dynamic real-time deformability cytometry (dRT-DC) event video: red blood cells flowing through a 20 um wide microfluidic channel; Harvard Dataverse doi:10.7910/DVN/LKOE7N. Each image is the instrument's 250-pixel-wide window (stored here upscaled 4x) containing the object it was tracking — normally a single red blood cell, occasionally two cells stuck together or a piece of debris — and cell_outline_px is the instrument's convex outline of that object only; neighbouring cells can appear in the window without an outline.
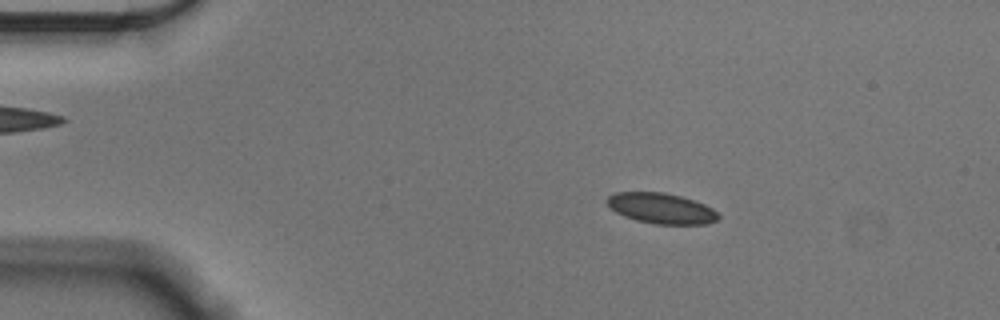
{"species": "Egyptian fruit bat (a non-hibernating species)", "species_latin": "Rousettus aegyptiacus", "temperature_condition": "cold", "stored_images_in_passage": 55, "camera_frame_rate_fps": 3000, "um_per_image_px": 0.085, "animal": {"sex": "male"}, "frame": {"image": 1, "passage_image": 9, "time_ms": 2.667, "image_size_px": [1000, 320], "cell_outline_px": [[720, 216], [716, 220], [708, 224], [656, 224], [636, 220], [624, 216], [616, 212], [604, 200], [608, 196], [616, 192], [664, 192], [680, 196], [704, 204], [712, 208]], "centroid_in_image_um": [56.19, 17.71], "position_along_channel_um": 28.8, "area_um2": 19.71}}
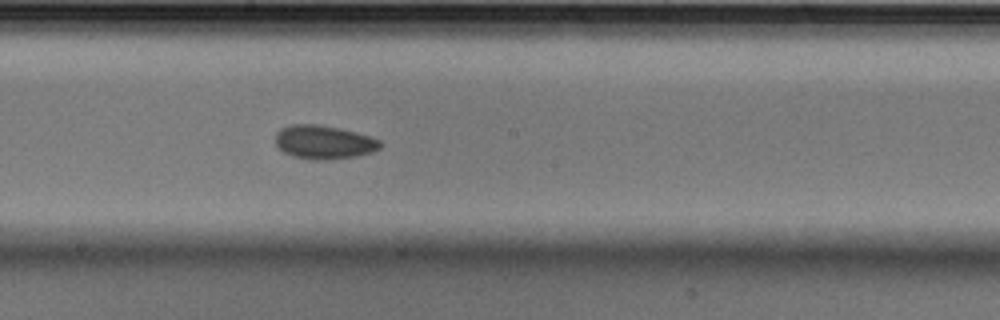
{"frame": {"image": 2, "passage_image": 30, "time_ms": 9.667, "image_size_px": [1000, 320], "cell_outline_px": [[384, 144], [380, 148], [372, 152], [356, 156], [328, 160], [308, 160], [292, 156], [284, 152], [276, 144], [276, 132], [280, 128], [292, 124], [316, 124], [340, 128], [368, 136], [380, 140]], "centroid_in_image_um": [27.52, 12.09], "position_along_channel_um": 220.7, "area_um2": 20.69}}
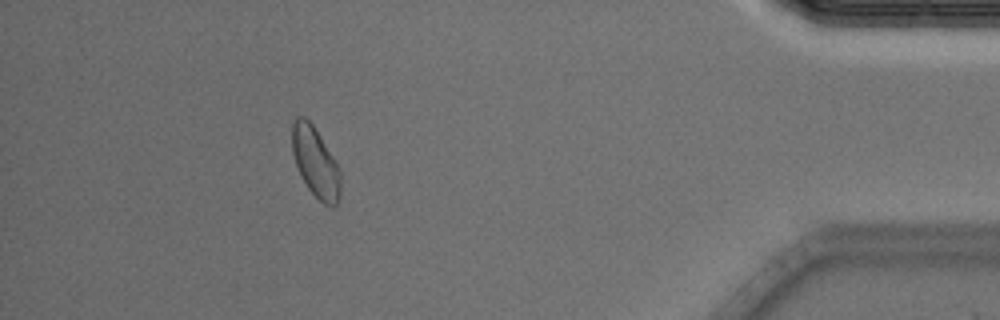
{"frame": {"image": 3, "passage_image": 50, "time_ms": 16.333, "image_size_px": [1000, 320], "cell_outline_px": [[340, 196], [336, 204], [332, 208], [324, 204], [308, 188], [300, 176], [292, 152], [292, 124], [296, 116], [304, 116], [312, 124], [336, 160], [340, 168]], "centroid_in_image_um": [26.82, 13.79], "position_along_channel_um": 408.4, "area_um2": 19.83}, "authors_computed_cell_mechanics": {"area_um2": 19.8832, "velocity_mm_per_s": 3.5601, "shape_relaxation_time_tau1_ms": 4.2819, "shape_relaxation_time_tau2_ms": 3.644, "deformation_change_tau1": 0.0753, "deformation_change_tau2": 0.076}}